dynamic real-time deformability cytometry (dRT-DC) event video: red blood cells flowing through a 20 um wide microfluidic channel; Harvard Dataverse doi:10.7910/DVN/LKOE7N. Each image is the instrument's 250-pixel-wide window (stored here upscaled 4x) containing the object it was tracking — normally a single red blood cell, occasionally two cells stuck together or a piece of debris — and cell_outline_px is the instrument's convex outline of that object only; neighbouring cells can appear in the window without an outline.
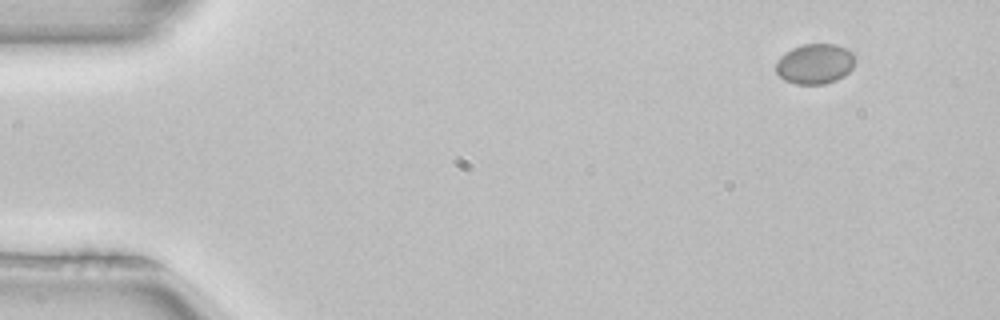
{"species": "common noctule bat (a hibernating species)", "species_latin": "Nyctalus noctula", "temperature_condition": "room temperature", "stored_images_in_passage": 4, "camera_frame_rate_fps": 3000, "um_per_image_px": 0.085, "animal": {"sex": "female", "body_mass_g": 22.7, "forearm_length_mm": 54.2}, "frame": {"image": 1, "passage_image": 1, "time_ms": 0.0, "image_size_px": [1000, 320], "cell_outline_px": [[856, 56], [852, 68], [844, 76], [836, 80], [824, 84], [796, 84], [784, 80], [776, 72], [776, 60], [784, 52], [792, 48], [804, 44], [836, 44], [852, 52]], "centroid_in_image_um": [69.26, 5.42], "position_along_channel_um": 15.7, "area_um2": 18.67}}
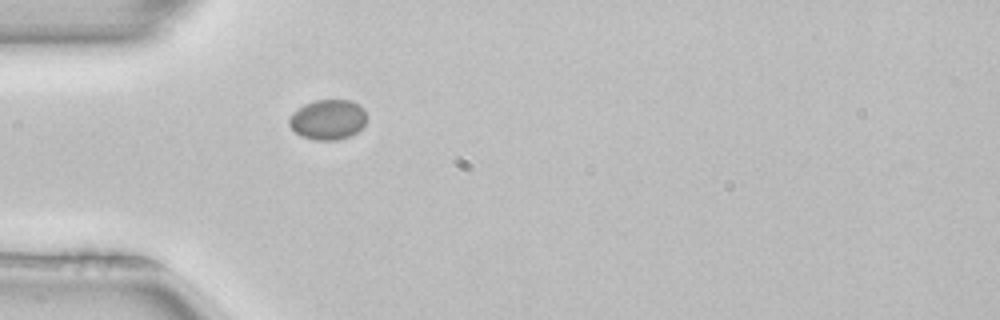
{"frame": {"image": 2, "passage_image": 4, "time_ms": 1.0, "image_size_px": [1000, 320], "cell_outline_px": [[368, 120], [352, 136], [336, 140], [312, 140], [300, 136], [288, 124], [288, 120], [304, 104], [316, 100], [352, 100], [360, 104], [364, 108], [368, 116]], "centroid_in_image_um": [27.93, 10.17], "position_along_channel_um": 57.1, "area_um2": 18.26}}